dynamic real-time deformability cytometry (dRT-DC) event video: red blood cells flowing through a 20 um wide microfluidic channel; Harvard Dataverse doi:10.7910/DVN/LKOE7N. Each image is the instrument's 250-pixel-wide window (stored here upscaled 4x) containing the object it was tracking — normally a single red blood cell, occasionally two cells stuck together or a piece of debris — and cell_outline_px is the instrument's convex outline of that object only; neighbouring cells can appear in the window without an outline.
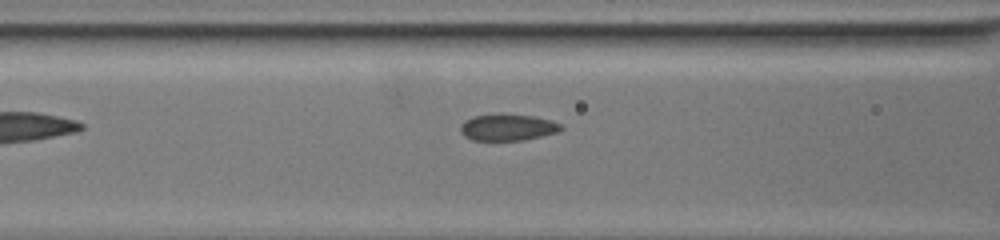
{"species": "common noctule bat (a hibernating species)", "species_latin": "Nyctalus noctula", "temperature_condition": "warm", "stored_images_in_passage": 34, "camera_frame_rate_fps": 3000, "um_per_image_px": 0.085, "animal": {"sex": "female", "body_mass_g": 19.5, "forearm_length_mm": 54.1}, "frame": {"image": 1, "passage_image": 3, "time_ms": 0.667, "image_size_px": [1000, 240], "cell_outline_px": [[564, 128], [560, 132], [524, 140], [472, 140], [464, 136], [460, 132], [460, 124], [464, 120], [472, 116], [500, 112], [536, 116], [560, 124]], "centroid_in_image_um": [43.12, 10.8], "position_along_channel_um": 123.5, "area_um2": 16.07}}
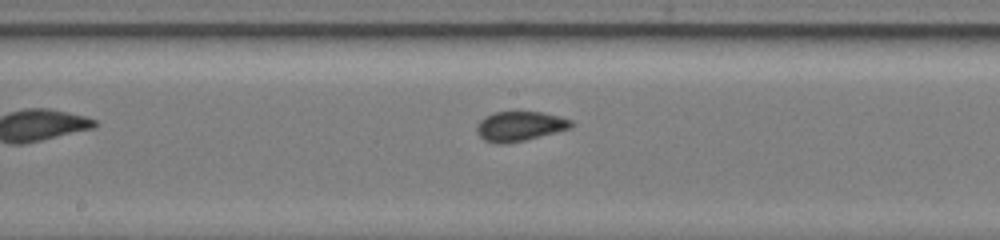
{"frame": {"image": 2, "passage_image": 11, "time_ms": 3.333, "image_size_px": [1000, 240], "cell_outline_px": [[572, 128], [508, 144], [496, 144], [484, 140], [476, 132], [476, 124], [484, 116], [496, 112], [540, 112], [560, 116], [572, 120]], "centroid_in_image_um": [44.15, 10.73], "position_along_channel_um": 204.1, "area_um2": 16.42}}
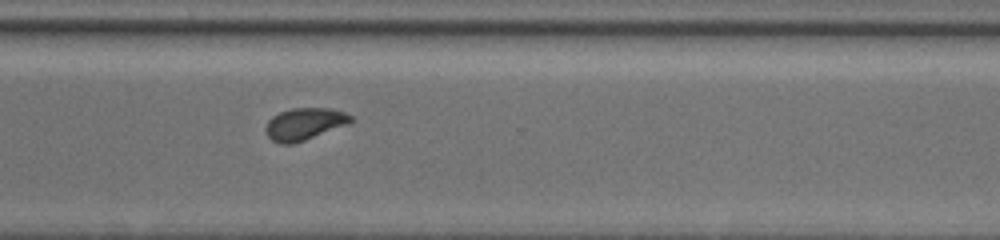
{"frame": {"image": 3, "passage_image": 25, "time_ms": 8.0, "image_size_px": [1000, 240], "cell_outline_px": [[352, 120], [348, 124], [304, 140], [292, 144], [280, 144], [272, 140], [268, 136], [264, 128], [268, 120], [272, 116], [280, 112], [292, 108], [328, 108], [344, 112], [352, 116]], "centroid_in_image_um": [25.84, 10.53], "position_along_channel_um": 344.8, "area_um2": 15.78}}